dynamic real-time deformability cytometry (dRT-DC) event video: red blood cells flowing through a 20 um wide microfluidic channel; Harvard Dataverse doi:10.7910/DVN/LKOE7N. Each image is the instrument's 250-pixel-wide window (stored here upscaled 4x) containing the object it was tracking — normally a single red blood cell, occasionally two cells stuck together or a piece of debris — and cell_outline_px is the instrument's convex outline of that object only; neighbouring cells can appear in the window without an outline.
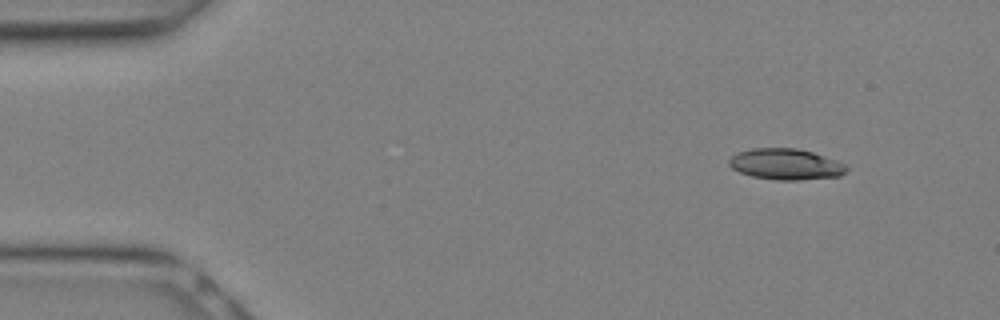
{"species": "Egyptian fruit bat (a non-hibernating species)", "species_latin": "Rousettus aegyptiacus", "temperature_condition": "warm", "stored_images_in_passage": 9, "camera_frame_rate_fps": 3000, "um_per_image_px": 0.085, "animal": {"sex": "female"}, "frame": {"image": 1, "passage_image": 2, "time_ms": 0.333, "image_size_px": [1000, 320], "cell_outline_px": [[848, 168], [840, 176], [796, 180], [776, 180], [752, 176], [740, 172], [732, 168], [728, 164], [728, 160], [732, 156], [740, 152], [752, 148], [796, 148], [812, 152], [836, 160], [844, 164]], "centroid_in_image_um": [66.77, 13.96], "position_along_channel_um": 18.2, "area_um2": 21.04}}
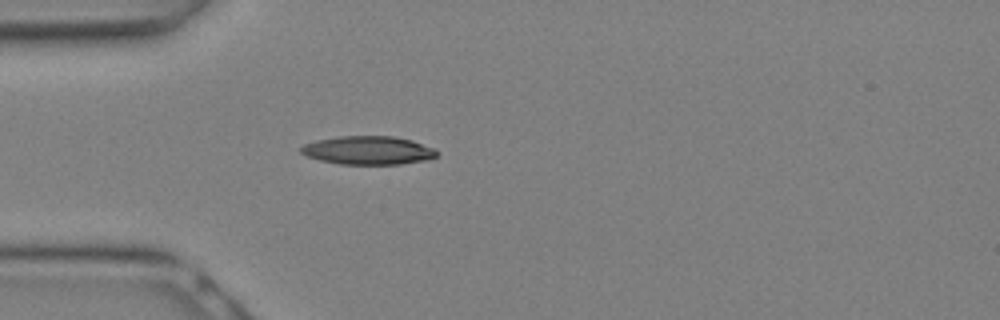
{"frame": {"image": 2, "passage_image": 7, "time_ms": 2.0, "image_size_px": [1000, 320], "cell_outline_px": [[436, 156], [428, 160], [400, 164], [340, 164], [320, 160], [308, 156], [300, 152], [300, 148], [304, 144], [316, 140], [340, 136], [392, 136], [412, 140], [436, 148]], "centroid_in_image_um": [31.31, 12.77], "position_along_channel_um": 53.7, "area_um2": 22.54}}